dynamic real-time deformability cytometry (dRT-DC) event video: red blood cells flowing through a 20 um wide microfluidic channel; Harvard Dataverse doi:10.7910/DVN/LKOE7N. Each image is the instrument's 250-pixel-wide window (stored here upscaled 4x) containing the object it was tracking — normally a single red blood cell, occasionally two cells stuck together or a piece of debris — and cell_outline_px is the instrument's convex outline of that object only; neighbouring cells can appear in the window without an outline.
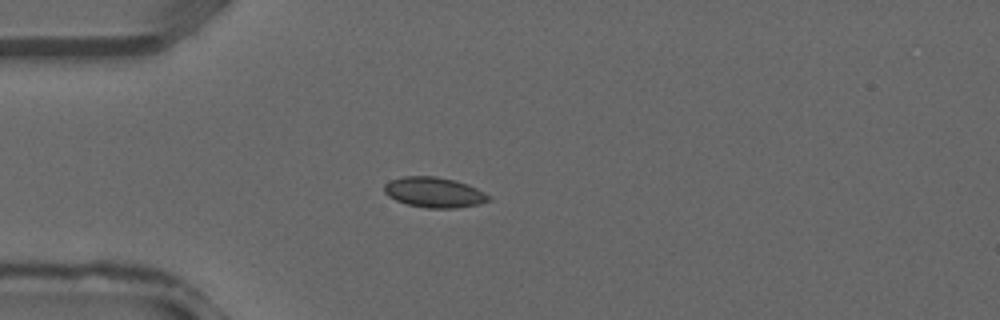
{"species": "common noctule bat (a hibernating species)", "species_latin": "Nyctalus noctula", "temperature_condition": "warm", "stored_images_in_passage": 38, "camera_frame_rate_fps": 3000, "um_per_image_px": 0.085, "animal": {"sex": "male", "forearm_length_mm": 52.5}, "frame": {"image": 1, "passage_image": 11, "time_ms": 3.333, "image_size_px": [1000, 320], "cell_outline_px": [[492, 200], [480, 204], [456, 208], [428, 208], [408, 204], [396, 200], [388, 196], [384, 192], [384, 184], [392, 180], [404, 176], [436, 176], [456, 180], [468, 184], [492, 196]], "centroid_in_image_um": [36.95, 16.35], "position_along_channel_um": 48.0, "area_um2": 18.55}}
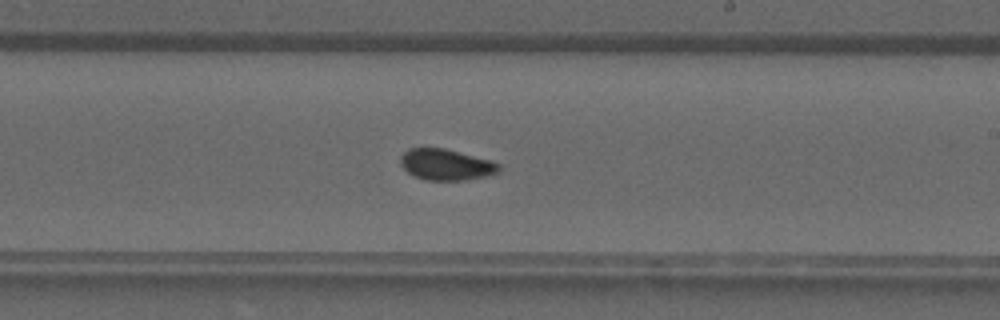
{"frame": {"image": 2, "passage_image": 23, "time_ms": 7.333, "image_size_px": [1000, 320], "cell_outline_px": [[500, 172], [468, 180], [424, 180], [408, 172], [400, 164], [400, 156], [408, 148], [444, 148], [488, 160], [500, 164]], "centroid_in_image_um": [37.89, 14.0], "position_along_channel_um": 251.1, "area_um2": 17.69}}
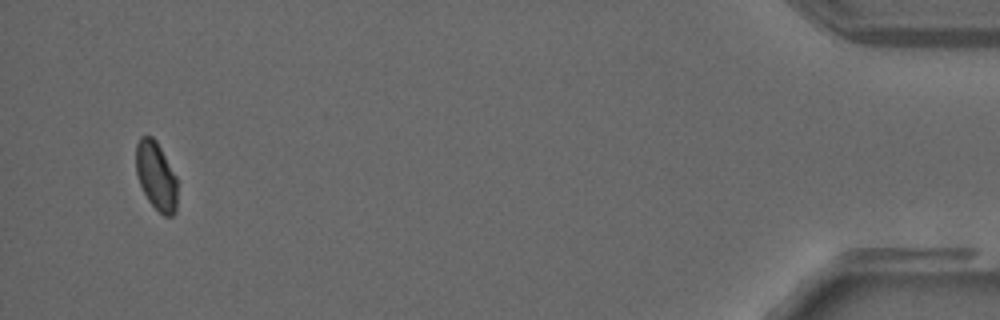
{"frame": {"image": 3, "passage_image": 37, "time_ms": 12.0, "image_size_px": [1000, 320], "cell_outline_px": [[176, 212], [172, 216], [164, 216], [148, 200], [140, 184], [136, 172], [136, 144], [140, 136], [152, 136], [156, 140], [176, 176]], "centroid_in_image_um": [13.26, 14.94], "position_along_channel_um": 421.9, "area_um2": 16.3}}